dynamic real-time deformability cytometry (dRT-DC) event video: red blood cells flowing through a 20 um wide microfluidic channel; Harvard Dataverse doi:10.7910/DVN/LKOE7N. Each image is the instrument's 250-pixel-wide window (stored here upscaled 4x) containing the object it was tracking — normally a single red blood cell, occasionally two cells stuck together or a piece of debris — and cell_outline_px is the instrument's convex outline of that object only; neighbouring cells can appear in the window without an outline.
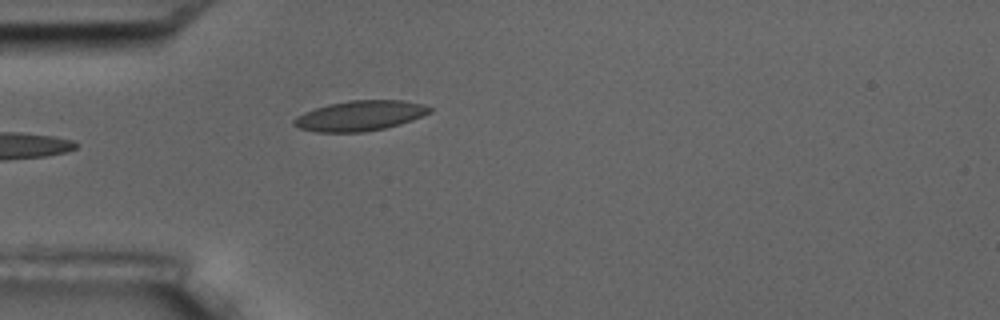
{"species": "common noctule bat (a hibernating species)", "species_latin": "Nyctalus noctula", "temperature_condition": "room temperature", "stored_images_in_passage": 6, "camera_frame_rate_fps": 3000, "um_per_image_px": 0.085, "animal": {"sex": "male", "body_mass_g": 17.5, "forearm_length_mm": 52.3}, "frame": {"image": 1, "passage_image": 6, "time_ms": 5.667, "image_size_px": [1000, 320], "cell_outline_px": [[432, 112], [412, 120], [400, 124], [384, 128], [364, 132], [316, 132], [300, 128], [292, 124], [292, 120], [296, 116], [304, 112], [328, 104], [348, 100], [404, 100], [424, 104], [432, 108]], "centroid_in_image_um": [30.6, 9.83], "position_along_channel_um": 54.4, "area_um2": 23.99}}